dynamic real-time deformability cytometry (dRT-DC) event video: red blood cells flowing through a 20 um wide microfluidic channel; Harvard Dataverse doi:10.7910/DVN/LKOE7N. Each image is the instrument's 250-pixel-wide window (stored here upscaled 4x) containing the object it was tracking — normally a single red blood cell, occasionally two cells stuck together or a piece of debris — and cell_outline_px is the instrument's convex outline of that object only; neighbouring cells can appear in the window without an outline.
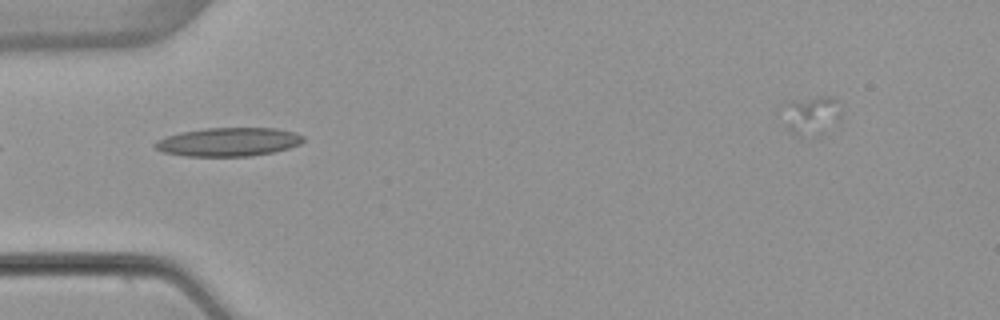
{"species": "common noctule bat (a hibernating species)", "species_latin": "Nyctalus noctula", "temperature_condition": "warm", "stored_images_in_passage": 3, "camera_frame_rate_fps": 3000, "um_per_image_px": 0.085, "animal": {"sex": "female", "body_mass_g": 22.7, "forearm_length_mm": 54.2}, "frame": {"image": 1, "passage_image": 1, "time_ms": 0.0, "image_size_px": [1000, 320], "cell_outline_px": [[304, 140], [300, 144], [288, 148], [272, 152], [252, 156], [184, 156], [164, 152], [156, 148], [152, 144], [156, 140], [180, 132], [208, 128], [276, 128], [296, 132], [304, 136]], "centroid_in_image_um": [19.43, 12.06], "position_along_channel_um": 65.6, "area_um2": 24.74}}
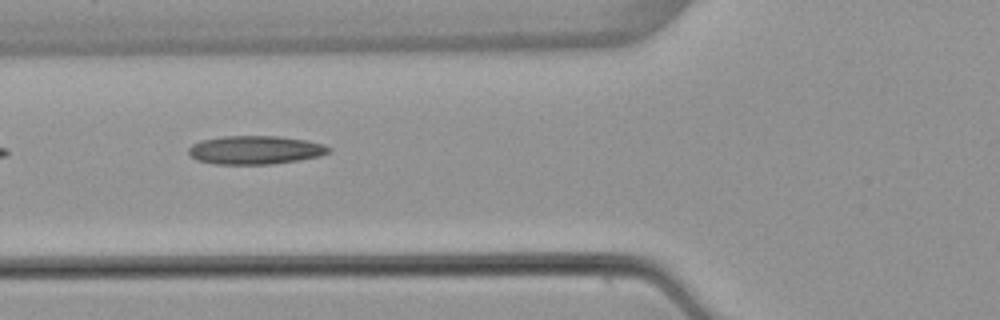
{"frame": {"image": 2, "passage_image": 2, "time_ms": 1.0, "image_size_px": [1000, 320], "cell_outline_px": [[332, 152], [320, 156], [300, 160], [272, 164], [212, 164], [196, 160], [188, 152], [188, 148], [192, 144], [200, 140], [224, 136], [280, 136], [308, 140], [324, 144], [332, 148]], "centroid_in_image_um": [21.73, 12.75], "position_along_channel_um": 104.1, "area_um2": 23.64}}
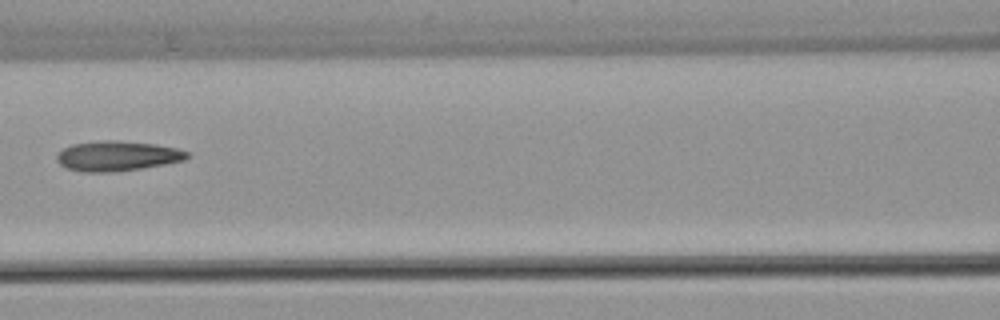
{"frame": {"image": 3, "passage_image": 3, "time_ms": 2.333, "image_size_px": [1000, 320], "cell_outline_px": [[188, 156], [184, 160], [144, 168], [116, 172], [84, 172], [68, 168], [60, 164], [56, 160], [56, 156], [64, 148], [72, 144], [104, 140], [112, 140], [156, 144], [176, 148], [188, 152]], "centroid_in_image_um": [9.96, 13.26], "position_along_channel_um": 156.6, "area_um2": 22.66}}